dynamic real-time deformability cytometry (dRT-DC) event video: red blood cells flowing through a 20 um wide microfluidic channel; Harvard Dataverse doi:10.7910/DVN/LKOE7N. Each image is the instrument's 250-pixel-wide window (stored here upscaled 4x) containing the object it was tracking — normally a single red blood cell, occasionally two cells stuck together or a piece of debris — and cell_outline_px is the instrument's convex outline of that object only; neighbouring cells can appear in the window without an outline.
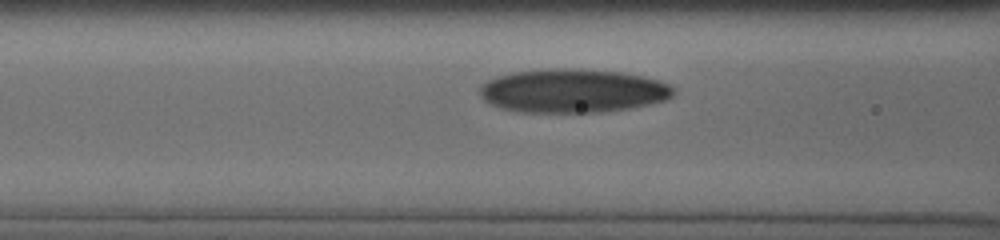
{"species": "human", "species_latin": "Homo sapiens", "temperature_condition": "cold", "stored_images_in_passage": 22, "camera_frame_rate_fps": 3000, "um_per_image_px": 0.085, "donor": {"sex": "male"}, "frame": {"image": 1, "passage_image": 6, "time_ms": 1.667, "image_size_px": [1000, 240], "cell_outline_px": [[676, 92], [672, 96], [664, 100], [628, 108], [596, 112], [524, 112], [504, 108], [492, 104], [484, 100], [480, 96], [480, 84], [496, 76], [512, 72], [544, 68], [576, 68], [620, 72], [644, 76], [660, 80], [676, 88]], "centroid_in_image_um": [48.68, 7.69], "position_along_channel_um": 117.9, "area_um2": 49.42}}
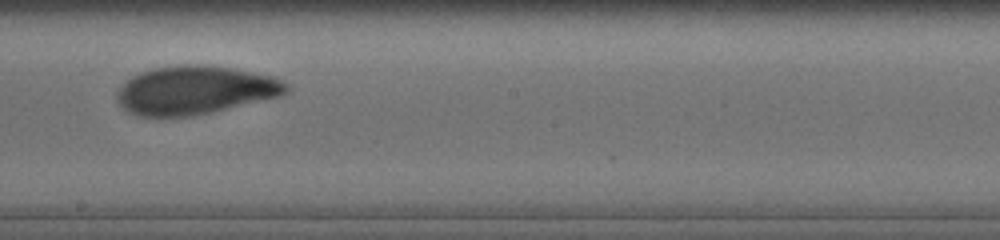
{"frame": {"image": 2, "passage_image": 15, "time_ms": 4.667, "image_size_px": [1000, 240], "cell_outline_px": [[292, 92], [280, 96], [212, 112], [192, 116], [140, 116], [128, 112], [116, 100], [116, 92], [120, 84], [132, 76], [140, 72], [156, 68], [180, 64], [200, 64], [228, 68], [272, 76], [288, 84], [292, 88]], "centroid_in_image_um": [16.57, 7.66], "position_along_channel_um": 231.6, "area_um2": 47.86}}
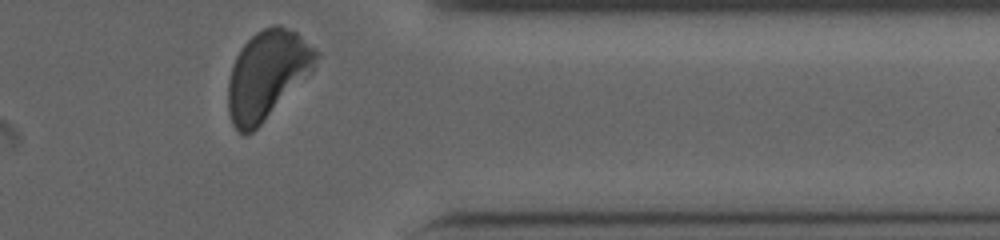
{"frame": {"image": 3, "passage_image": 22, "time_ms": 9.0, "image_size_px": [1000, 240], "cell_outline_px": [[320, 56], [312, 72], [252, 132], [240, 132], [232, 124], [228, 112], [228, 80], [232, 64], [236, 56], [244, 44], [256, 32], [264, 28], [276, 24], [280, 24], [292, 28], [320, 52]], "centroid_in_image_um": [22.73, 6.3], "position_along_channel_um": 388.7, "area_um2": 45.14}, "authors_computed_cell_mechanics": {"area_um2": 48.0896, "velocity_mm_per_s": 3.7914, "shape_relaxation_time_tau1_ms": 4.3695, "shape_relaxation_time_tau2_ms": 1.5199, "deformation_change_tau1": 0.1686, "deformation_change_tau2": 0.0686}}